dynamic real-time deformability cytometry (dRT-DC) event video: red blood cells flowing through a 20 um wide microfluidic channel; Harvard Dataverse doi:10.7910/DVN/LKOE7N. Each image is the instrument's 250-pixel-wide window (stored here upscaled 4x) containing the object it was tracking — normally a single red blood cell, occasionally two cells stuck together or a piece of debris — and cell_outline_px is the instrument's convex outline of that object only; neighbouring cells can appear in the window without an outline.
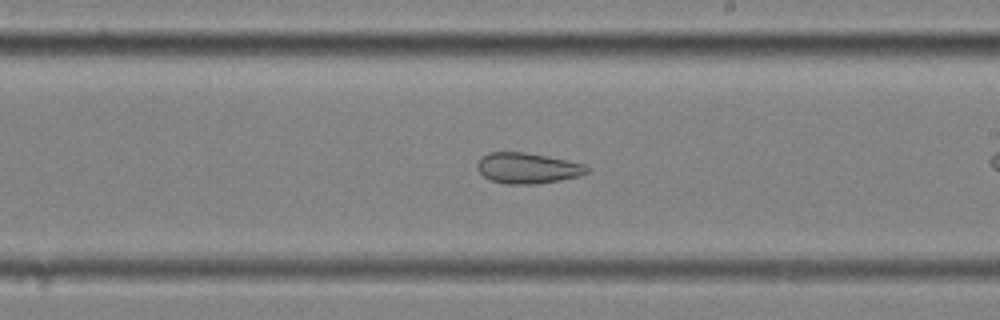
{"species": "common noctule bat (a hibernating species)", "species_latin": "Nyctalus noctula", "temperature_condition": "cold", "stored_images_in_passage": 35, "camera_frame_rate_fps": 3000, "um_per_image_px": 0.085, "animal": {"sex": "female", "body_mass_g": 25.1}, "frame": {"image": 1, "passage_image": 30, "time_ms": 9.667, "image_size_px": [1000, 320], "cell_outline_px": [[588, 172], [580, 176], [560, 180], [536, 184], [508, 184], [492, 180], [484, 176], [476, 168], [476, 164], [488, 152], [524, 152], [568, 160], [584, 164], [588, 168]], "centroid_in_image_um": [44.85, 14.29], "position_along_channel_um": 244.1, "area_um2": 19.48}}